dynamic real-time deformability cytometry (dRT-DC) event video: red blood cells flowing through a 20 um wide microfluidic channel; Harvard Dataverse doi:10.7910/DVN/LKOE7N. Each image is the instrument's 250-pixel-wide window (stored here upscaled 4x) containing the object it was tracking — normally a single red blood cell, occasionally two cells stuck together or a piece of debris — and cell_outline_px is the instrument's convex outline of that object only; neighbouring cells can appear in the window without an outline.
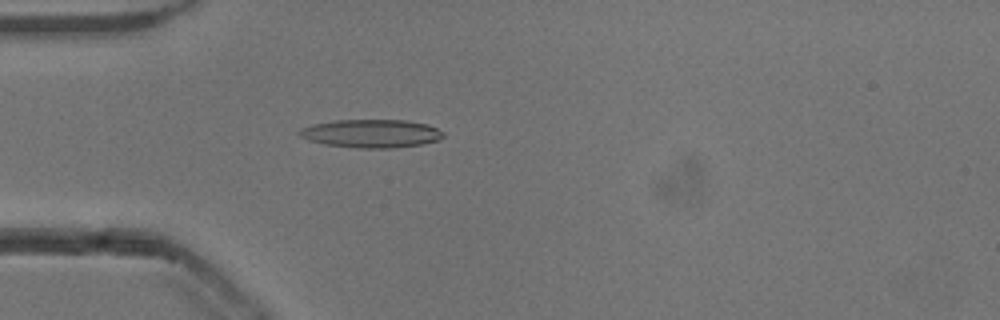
{"species": "common noctule bat (a hibernating species)", "species_latin": "Nyctalus noctula", "temperature_condition": "cold", "stored_images_in_passage": 53, "camera_frame_rate_fps": 3000, "um_per_image_px": 0.085, "animal": {"sex": "male", "body_mass_g": 13.3}, "frame": {"image": 1, "passage_image": 15, "time_ms": 4.667, "image_size_px": [1000, 320], "cell_outline_px": [[444, 136], [440, 140], [420, 144], [396, 148], [356, 148], [324, 144], [308, 140], [300, 136], [296, 132], [300, 128], [312, 124], [336, 120], [408, 120], [428, 124], [444, 132]], "centroid_in_image_um": [31.55, 11.35], "position_along_channel_um": 53.4, "area_um2": 23.93}}
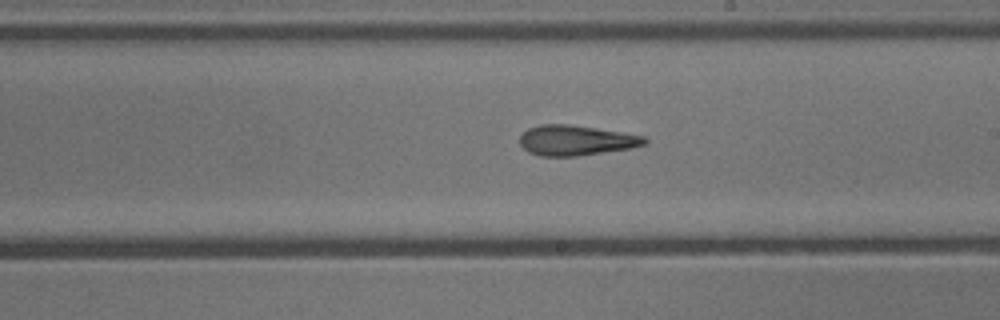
{"frame": {"image": 2, "passage_image": 30, "time_ms": 9.667, "image_size_px": [1000, 320], "cell_outline_px": [[648, 140], [644, 144], [632, 148], [576, 156], [540, 156], [528, 152], [520, 144], [520, 136], [528, 128], [540, 124], [568, 124], [596, 128], [644, 136]], "centroid_in_image_um": [48.93, 11.93], "position_along_channel_um": 240.1, "area_um2": 21.85}}
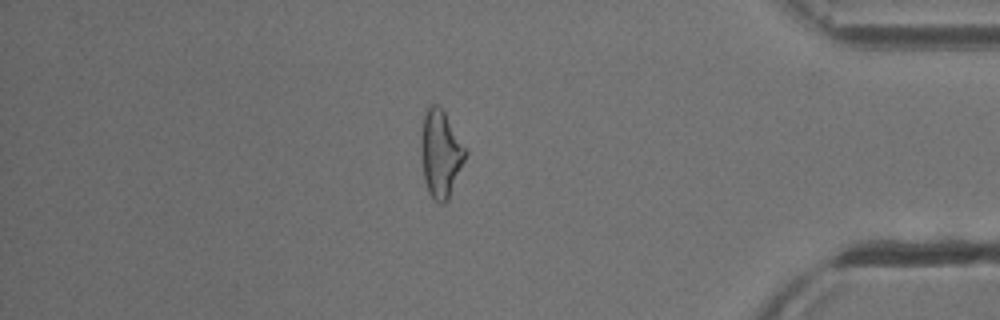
{"frame": {"image": 3, "passage_image": 45, "time_ms": 14.667, "image_size_px": [1000, 320], "cell_outline_px": [[468, 152], [448, 200], [444, 204], [440, 204], [428, 192], [424, 180], [420, 152], [420, 132], [424, 112], [428, 104], [440, 104]], "centroid_in_image_um": [37.42, 13.01], "position_along_channel_um": 397.8, "area_um2": 22.95}, "authors_computed_cell_mechanics": {"area_um2": 22.1374, "velocity_mm_per_s": 3.8626, "shape_relaxation_time_tau1_ms": 7.5165, "shape_relaxation_time_tau2_ms": 2.57, "deformation_change_tau1": 0.2414, "deformation_change_tau2": 0.1469}}